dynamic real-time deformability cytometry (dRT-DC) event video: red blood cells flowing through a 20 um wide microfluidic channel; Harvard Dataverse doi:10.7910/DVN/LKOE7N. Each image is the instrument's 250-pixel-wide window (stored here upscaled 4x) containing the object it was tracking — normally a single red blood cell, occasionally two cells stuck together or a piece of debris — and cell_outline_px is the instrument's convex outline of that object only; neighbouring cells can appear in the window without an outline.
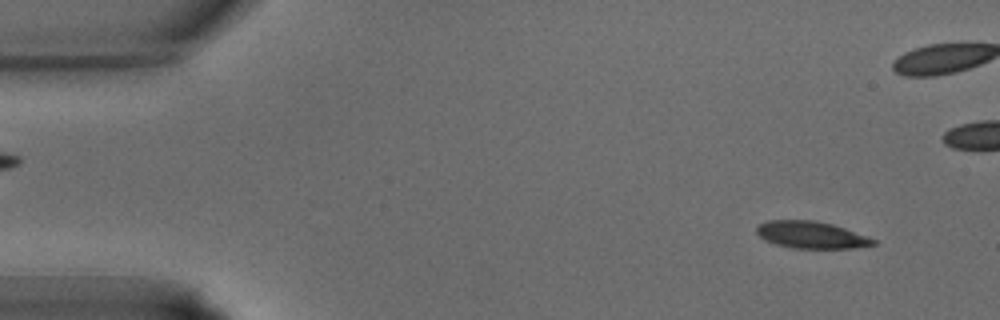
{"species": "common noctule bat (a hibernating species)", "species_latin": "Nyctalus noctula", "temperature_condition": "warm", "stored_images_in_passage": 30, "camera_frame_rate_fps": 3000, "um_per_image_px": 0.085, "animal": {"sex": "male", "body_mass_g": 15.6}, "frame": {"image": 1, "passage_image": 2, "time_ms": 0.333, "image_size_px": [1000, 320], "cell_outline_px": [[876, 244], [856, 248], [792, 248], [776, 244], [764, 240], [756, 232], [756, 224], [768, 220], [816, 220], [832, 224], [868, 236], [876, 240]], "centroid_in_image_um": [68.93, 19.96], "position_along_channel_um": 16.1, "area_um2": 18.5}}
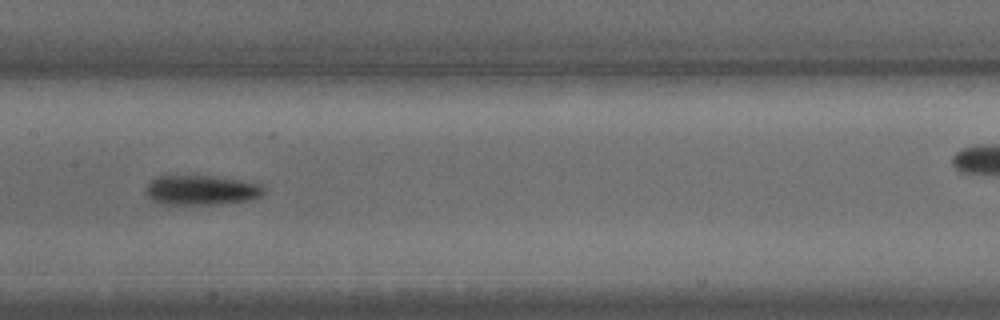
{"frame": {"image": 2, "passage_image": 17, "time_ms": 5.333, "image_size_px": [1000, 320], "cell_outline_px": [[264, 192], [260, 196], [252, 200], [216, 204], [160, 204], [152, 200], [148, 196], [148, 184], [156, 176], [212, 176], [244, 180], [260, 184], [264, 188]], "centroid_in_image_um": [17.16, 16.16], "position_along_channel_um": 190.2, "area_um2": 20.35}}
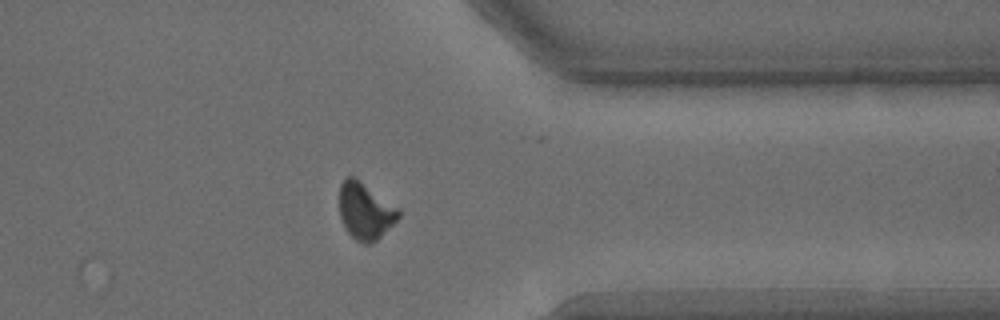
{"frame": {"image": 3, "passage_image": 28, "time_ms": 9.0, "image_size_px": [1000, 320], "cell_outline_px": [[400, 216], [376, 240], [368, 244], [364, 244], [356, 240], [344, 228], [340, 216], [340, 184], [348, 176], [352, 176], [400, 208]], "centroid_in_image_um": [31.04, 17.95], "position_along_channel_um": 380.4, "area_um2": 19.19}}